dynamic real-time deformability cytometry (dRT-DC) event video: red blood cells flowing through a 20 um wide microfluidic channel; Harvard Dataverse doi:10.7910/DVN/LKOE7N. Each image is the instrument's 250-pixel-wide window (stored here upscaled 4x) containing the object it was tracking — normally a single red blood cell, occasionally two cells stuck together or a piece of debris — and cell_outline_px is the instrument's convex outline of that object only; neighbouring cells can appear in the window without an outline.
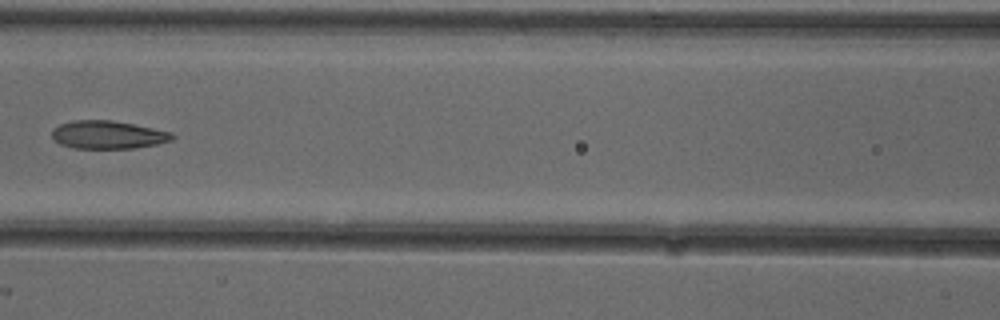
{"species": "common noctule bat (a hibernating species)", "species_latin": "Nyctalus noctula", "temperature_condition": "cold", "stored_images_in_passage": 7, "camera_frame_rate_fps": 3000, "um_per_image_px": 0.085, "animal": {"sex": "female"}, "frame": {"image": 1, "passage_image": 6, "time_ms": 1.667, "image_size_px": [1000, 320], "cell_outline_px": [[176, 136], [172, 140], [156, 144], [132, 148], [76, 148], [60, 144], [52, 136], [52, 128], [60, 124], [72, 120], [112, 120], [172, 132]], "centroid_in_image_um": [9.17, 11.45], "position_along_channel_um": 157.4, "area_um2": 19.54}}
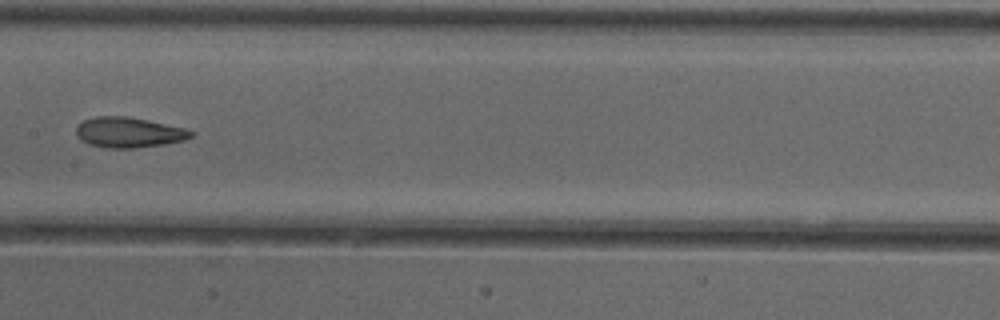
{"frame": {"image": 2, "passage_image": 7, "time_ms": 2.0, "image_size_px": [1000, 320], "cell_outline_px": [[196, 136], [184, 140], [164, 144], [132, 148], [108, 148], [88, 144], [80, 140], [76, 136], [76, 128], [84, 120], [96, 116], [128, 116], [148, 120], [184, 128], [196, 132]], "centroid_in_image_um": [10.96, 11.25], "position_along_channel_um": 196.4, "area_um2": 20.4}}